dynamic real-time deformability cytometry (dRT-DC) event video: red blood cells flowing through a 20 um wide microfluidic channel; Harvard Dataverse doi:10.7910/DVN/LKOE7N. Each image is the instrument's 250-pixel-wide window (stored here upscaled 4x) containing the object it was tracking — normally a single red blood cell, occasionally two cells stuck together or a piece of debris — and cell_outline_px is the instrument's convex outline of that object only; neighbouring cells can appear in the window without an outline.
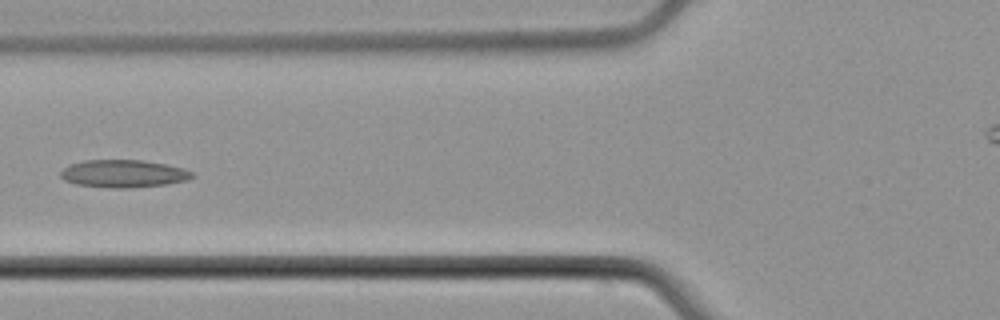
{"species": "common noctule bat (a hibernating species)", "species_latin": "Nyctalus noctula", "temperature_condition": "cold", "stored_images_in_passage": 6, "camera_frame_rate_fps": 3000, "um_per_image_px": 0.085, "animal": {"sex": "male", "body_mass_g": 21.5, "forearm_length_mm": 52.0}, "frame": {"image": 1, "passage_image": 6, "time_ms": 7.333, "image_size_px": [1000, 320], "cell_outline_px": [[196, 176], [188, 180], [168, 184], [128, 188], [116, 188], [76, 184], [64, 180], [60, 176], [60, 172], [68, 164], [84, 160], [140, 160], [164, 164], [184, 168], [192, 172]], "centroid_in_image_um": [10.5, 14.76], "position_along_channel_um": 115.3, "area_um2": 21.21}}